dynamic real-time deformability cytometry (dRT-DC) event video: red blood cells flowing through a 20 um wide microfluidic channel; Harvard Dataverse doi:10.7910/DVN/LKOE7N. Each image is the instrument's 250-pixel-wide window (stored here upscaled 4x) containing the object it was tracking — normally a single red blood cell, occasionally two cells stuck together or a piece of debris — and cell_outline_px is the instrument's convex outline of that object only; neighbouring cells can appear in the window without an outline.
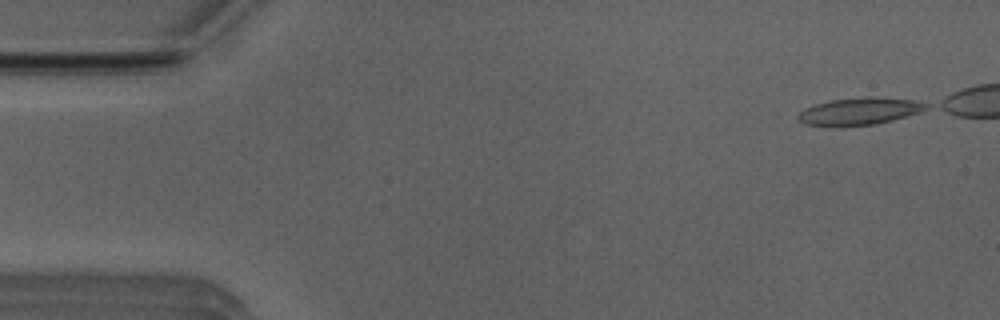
{"species": "Egyptian fruit bat (a non-hibernating species)", "species_latin": "Rousettus aegyptiacus", "temperature_condition": "room temperature", "stored_images_in_passage": 41, "camera_frame_rate_fps": 3000, "um_per_image_px": 0.085, "animal": {"sex": "male"}, "frame": {"image": 1, "passage_image": 1, "time_ms": 0.0, "image_size_px": [1000, 320], "cell_outline_px": [[928, 108], [920, 112], [892, 120], [876, 124], [836, 128], [808, 124], [800, 120], [796, 116], [804, 108], [816, 104], [832, 100], [868, 96], [912, 100], [928, 104]], "centroid_in_image_um": [73.03, 9.48], "position_along_channel_um": 12.0, "area_um2": 20.4}}
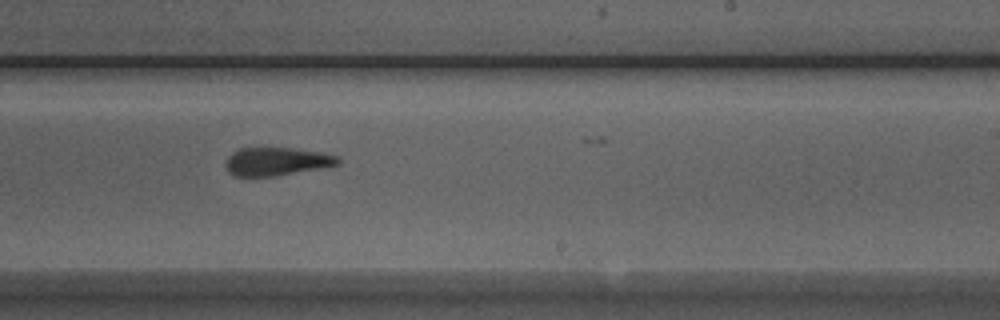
{"frame": {"image": 2, "passage_image": 29, "time_ms": 9.333, "image_size_px": [1000, 320], "cell_outline_px": [[340, 164], [320, 168], [276, 176], [236, 176], [228, 172], [228, 156], [232, 152], [240, 148], [292, 148], [316, 152], [336, 156], [340, 160]], "centroid_in_image_um": [23.51, 13.73], "position_along_channel_um": 265.5, "area_um2": 18.03}}
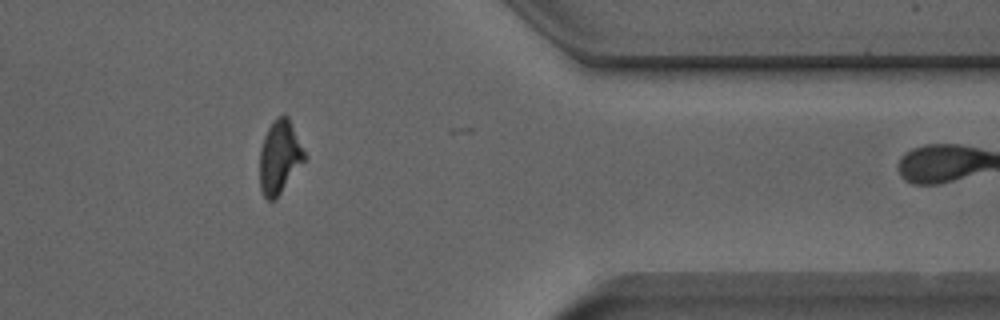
{"frame": {"image": 3, "passage_image": 40, "time_ms": 13.0, "image_size_px": [1000, 320], "cell_outline_px": [[308, 160], [276, 200], [268, 200], [264, 196], [260, 188], [260, 148], [264, 136], [272, 120], [276, 116], [288, 116]], "centroid_in_image_um": [23.79, 13.39], "position_along_channel_um": 387.6, "area_um2": 19.54}, "authors_computed_cell_mechanics": {"area_um2": 19.8832, "velocity_mm_per_s": 3.924, "shape_relaxation_time_tau1_ms": 9.0767, "shape_relaxation_time_tau2_ms": 2.4745, "deformation_change_tau1": 0.218, "deformation_change_tau2": 0.1053}}